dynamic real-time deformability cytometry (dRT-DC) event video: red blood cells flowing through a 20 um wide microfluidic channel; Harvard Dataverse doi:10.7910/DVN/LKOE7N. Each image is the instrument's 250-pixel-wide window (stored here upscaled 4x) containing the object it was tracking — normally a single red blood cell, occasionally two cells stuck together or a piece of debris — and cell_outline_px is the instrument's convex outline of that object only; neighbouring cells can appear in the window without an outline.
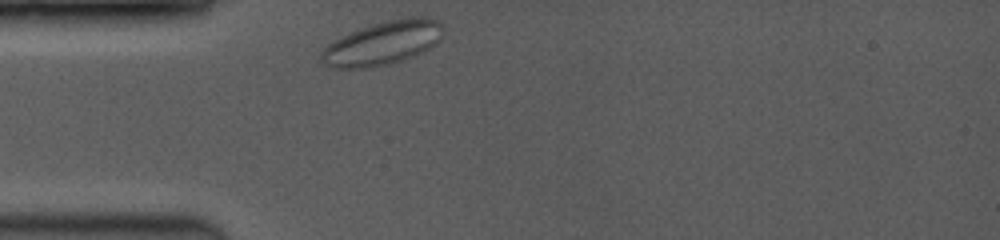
{"species": "common noctule bat (a hibernating species)", "species_latin": "Nyctalus noctula", "temperature_condition": "room temperature", "stored_images_in_passage": 18, "camera_frame_rate_fps": 3500, "um_per_image_px": 0.085, "animal": {"sex": "female", "body_mass_g": 19.0, "forearm_length_mm": 53.3}, "frame": {"image": 1, "passage_image": 1, "time_ms": 0.0, "image_size_px": [1000, 240], "cell_outline_px": [[444, 36], [436, 44], [412, 56], [400, 60], [384, 64], [364, 68], [336, 68], [324, 64], [320, 60], [320, 52], [328, 44], [340, 36], [360, 28], [392, 20], [412, 16], [428, 16], [436, 20], [440, 24], [444, 32]], "centroid_in_image_um": [32.53, 3.65], "position_along_channel_um": 52.5, "area_um2": 30.63}}
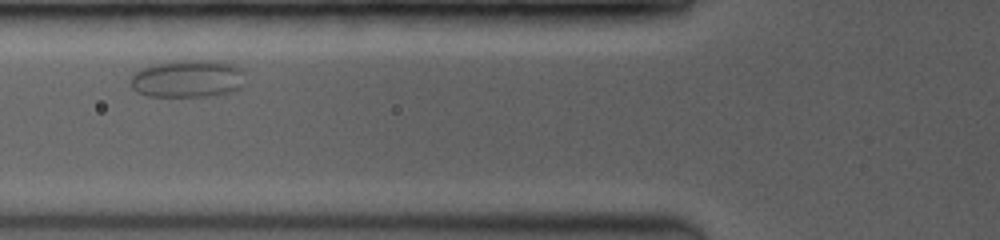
{"frame": {"image": 2, "passage_image": 7, "time_ms": 2.0, "image_size_px": [1000, 240], "cell_outline_px": [[244, 72], [240, 88], [232, 92], [208, 96], [148, 96], [136, 92], [128, 84], [132, 76], [140, 68], [172, 60], [208, 60], [232, 64], [240, 68]], "centroid_in_image_um": [15.91, 6.69], "position_along_channel_um": 109.9, "area_um2": 25.2}}
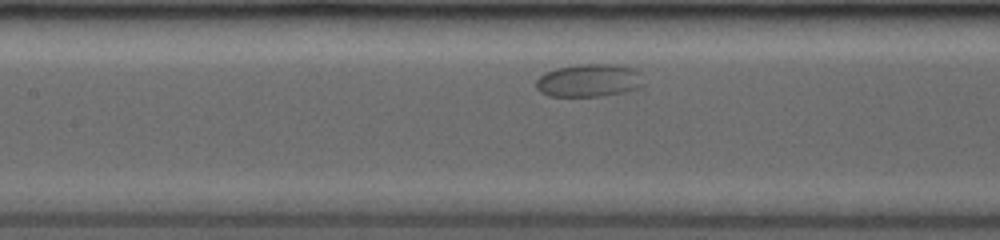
{"frame": {"image": 3, "passage_image": 13, "time_ms": 3.429, "image_size_px": [1000, 240], "cell_outline_px": [[644, 84], [640, 88], [600, 96], [548, 96], [540, 92], [536, 88], [536, 80], [544, 72], [556, 68], [576, 64], [616, 64], [636, 68], [640, 72]], "centroid_in_image_um": [50.07, 6.82], "position_along_channel_um": 157.3, "area_um2": 20.87}}